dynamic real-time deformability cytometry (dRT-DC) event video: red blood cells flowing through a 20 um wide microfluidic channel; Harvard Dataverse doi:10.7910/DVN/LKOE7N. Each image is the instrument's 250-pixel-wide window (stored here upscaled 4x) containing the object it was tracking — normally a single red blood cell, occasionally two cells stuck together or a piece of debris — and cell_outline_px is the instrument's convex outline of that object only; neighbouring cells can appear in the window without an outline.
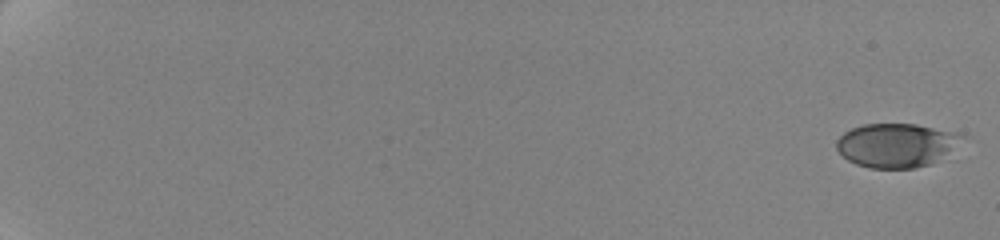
{"species": "human", "species_latin": "Homo sapiens", "temperature_condition": "cold", "stored_images_in_passage": 41, "camera_frame_rate_fps": 3000, "um_per_image_px": 0.085, "donor": {"sex": "female"}, "frame": {"image": 1, "passage_image": 1, "time_ms": 0.0, "image_size_px": [1000, 240], "cell_outline_px": [[956, 136], [948, 148], [932, 164], [916, 168], [868, 168], [856, 164], [848, 160], [836, 148], [836, 140], [844, 132], [852, 128], [864, 124], [916, 124], [956, 132]], "centroid_in_image_um": [76.0, 12.35], "position_along_channel_um": 9.0, "area_um2": 30.92}}
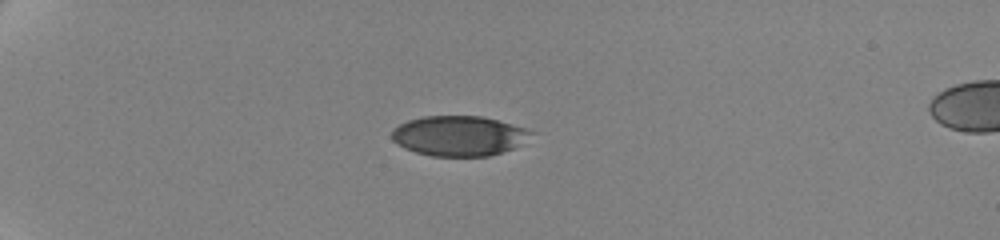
{"frame": {"image": 2, "passage_image": 32, "time_ms": 6.0, "image_size_px": [1000, 240], "cell_outline_px": [[532, 132], [524, 144], [488, 156], [432, 156], [416, 152], [404, 148], [396, 144], [392, 140], [392, 128], [408, 120], [424, 116], [480, 116], [528, 128]], "centroid_in_image_um": [38.99, 11.55], "position_along_channel_um": 46.0, "area_um2": 32.48}}